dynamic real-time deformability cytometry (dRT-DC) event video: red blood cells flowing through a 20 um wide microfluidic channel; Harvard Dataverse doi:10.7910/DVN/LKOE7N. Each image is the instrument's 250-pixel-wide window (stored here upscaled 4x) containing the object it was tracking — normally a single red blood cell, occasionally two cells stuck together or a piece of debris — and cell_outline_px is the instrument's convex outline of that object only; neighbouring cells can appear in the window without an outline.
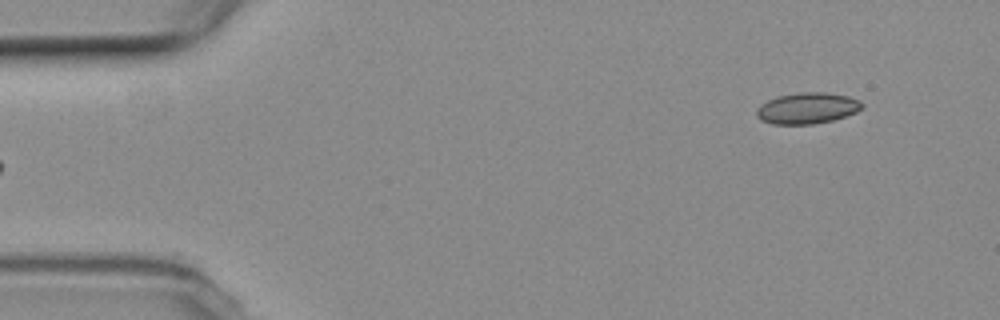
{"species": "common noctule bat (a hibernating species)", "species_latin": "Nyctalus noctula", "temperature_condition": "room temperature", "stored_images_in_passage": 6, "camera_frame_rate_fps": 3000, "um_per_image_px": 0.085, "animal": {"sex": "female", "body_mass_g": 19.3, "forearm_length_mm": 54.1}, "frame": {"image": 1, "passage_image": 6, "time_ms": 6.333, "image_size_px": [1000, 320], "cell_outline_px": [[864, 104], [856, 112], [832, 120], [812, 124], [772, 124], [760, 120], [756, 116], [756, 108], [760, 104], [776, 96], [800, 92], [828, 92], [848, 96], [860, 100]], "centroid_in_image_um": [68.58, 9.19], "position_along_channel_um": 16.4, "area_um2": 19.25}}